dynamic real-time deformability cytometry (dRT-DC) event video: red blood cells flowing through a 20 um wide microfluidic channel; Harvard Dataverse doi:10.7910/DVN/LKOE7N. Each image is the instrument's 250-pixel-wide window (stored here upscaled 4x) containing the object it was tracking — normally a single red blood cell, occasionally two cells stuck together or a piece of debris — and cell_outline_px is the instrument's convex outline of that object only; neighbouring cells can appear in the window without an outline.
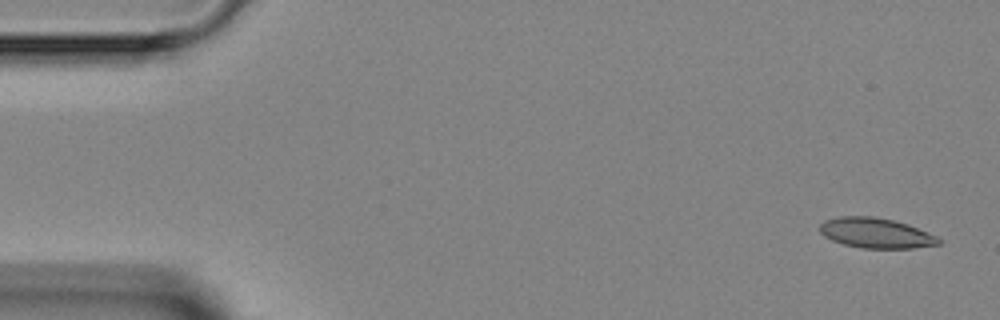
{"species": "Egyptian fruit bat (a non-hibernating species)", "species_latin": "Rousettus aegyptiacus", "temperature_condition": "room temperature", "stored_images_in_passage": 5, "camera_frame_rate_fps": 3000, "um_per_image_px": 0.085, "animal": {"sex": "female"}, "frame": {"image": 1, "passage_image": 1, "time_ms": 0.0, "image_size_px": [1000, 320], "cell_outline_px": [[940, 244], [912, 248], [860, 248], [844, 244], [832, 240], [824, 236], [820, 232], [820, 224], [824, 220], [840, 216], [876, 216], [908, 224], [936, 236], [940, 240]], "centroid_in_image_um": [74.42, 19.8], "position_along_channel_um": 10.6, "area_um2": 20.81}}